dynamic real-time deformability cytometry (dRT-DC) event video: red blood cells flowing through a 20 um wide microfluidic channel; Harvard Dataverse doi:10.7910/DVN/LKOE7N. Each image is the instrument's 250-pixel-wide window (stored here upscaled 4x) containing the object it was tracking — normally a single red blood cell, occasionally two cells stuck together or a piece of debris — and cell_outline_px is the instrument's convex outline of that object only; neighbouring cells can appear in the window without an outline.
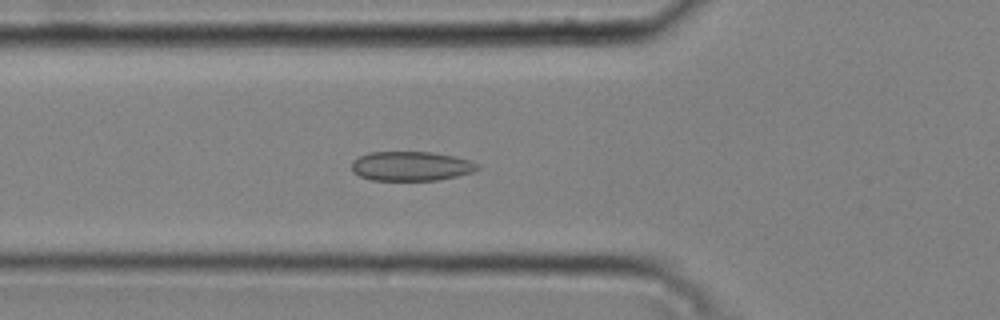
{"species": "common noctule bat (a hibernating species)", "species_latin": "Nyctalus noctula", "temperature_condition": "cold", "stored_images_in_passage": 19, "camera_frame_rate_fps": 3000, "um_per_image_px": 0.085, "animal": {"sex": "male", "body_mass_g": 20.4}, "frame": {"image": 1, "passage_image": 18, "time_ms": 5.667, "image_size_px": [1000, 320], "cell_outline_px": [[480, 168], [472, 172], [456, 176], [436, 180], [372, 180], [360, 176], [352, 172], [352, 160], [360, 156], [372, 152], [432, 152], [456, 156], [480, 164]], "centroid_in_image_um": [34.95, 14.12], "position_along_channel_um": 90.9, "area_um2": 21.56}}